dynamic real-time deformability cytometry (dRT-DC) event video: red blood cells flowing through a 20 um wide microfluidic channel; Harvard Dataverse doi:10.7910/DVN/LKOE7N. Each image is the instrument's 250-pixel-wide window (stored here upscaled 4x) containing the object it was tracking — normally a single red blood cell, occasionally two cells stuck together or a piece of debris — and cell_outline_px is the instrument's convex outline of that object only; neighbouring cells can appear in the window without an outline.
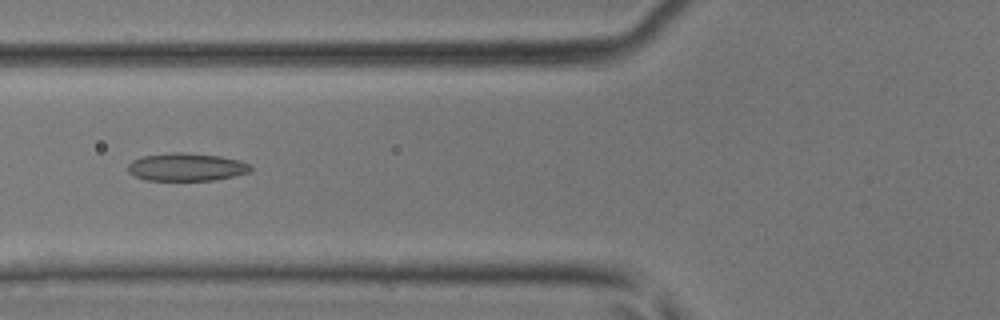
{"species": "common noctule bat (a hibernating species)", "species_latin": "Nyctalus noctula", "temperature_condition": "room temperature", "stored_images_in_passage": 39, "camera_frame_rate_fps": 3000, "um_per_image_px": 0.085, "animal": {"sex": "male", "body_mass_g": 17.9, "forearm_length_mm": 54.2}, "frame": {"image": 1, "passage_image": 12, "time_ms": 3.667, "image_size_px": [1000, 320], "cell_outline_px": [[252, 172], [216, 180], [148, 180], [136, 176], [128, 172], [128, 164], [132, 160], [140, 156], [176, 152], [184, 152], [220, 156], [240, 160], [252, 164]], "centroid_in_image_um": [15.89, 14.19], "position_along_channel_um": 109.9, "area_um2": 20.11}}
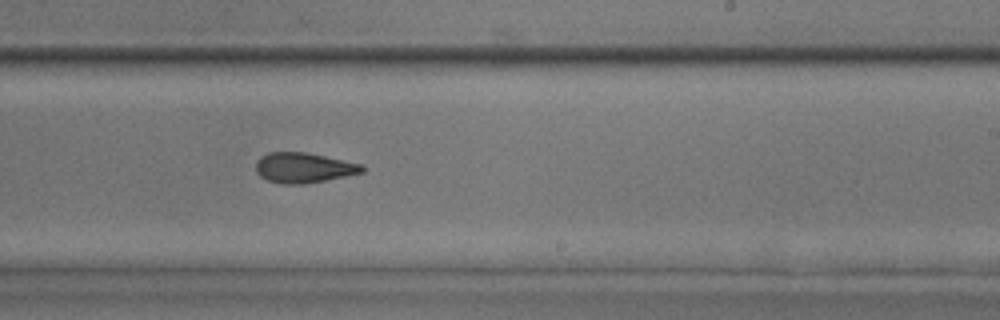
{"frame": {"image": 2, "passage_image": 22, "time_ms": 7.0, "image_size_px": [1000, 320], "cell_outline_px": [[364, 172], [304, 184], [280, 184], [268, 180], [260, 176], [256, 172], [256, 160], [260, 156], [268, 152], [304, 152], [364, 164]], "centroid_in_image_um": [25.78, 14.25], "position_along_channel_um": 263.2, "area_um2": 18.67}}
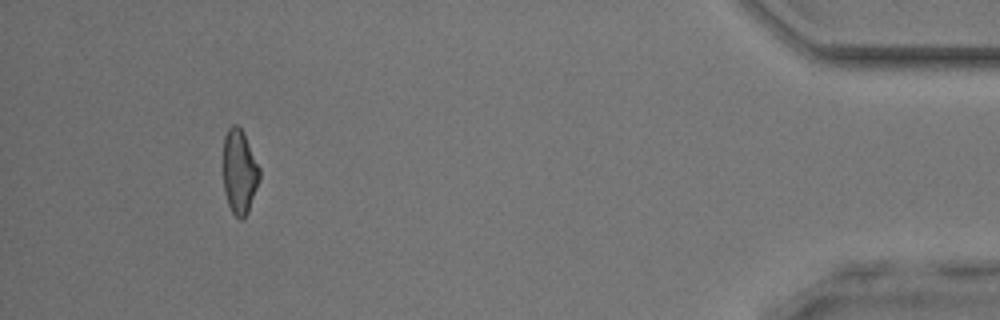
{"frame": {"image": 3, "passage_image": 36, "time_ms": 11.667, "image_size_px": [1000, 320], "cell_outline_px": [[260, 180], [248, 212], [240, 220], [232, 212], [228, 204], [224, 192], [224, 136], [228, 128], [232, 124], [236, 124], [244, 132], [260, 168]], "centroid_in_image_um": [20.36, 14.58], "position_along_channel_um": 414.8, "area_um2": 17.92}}